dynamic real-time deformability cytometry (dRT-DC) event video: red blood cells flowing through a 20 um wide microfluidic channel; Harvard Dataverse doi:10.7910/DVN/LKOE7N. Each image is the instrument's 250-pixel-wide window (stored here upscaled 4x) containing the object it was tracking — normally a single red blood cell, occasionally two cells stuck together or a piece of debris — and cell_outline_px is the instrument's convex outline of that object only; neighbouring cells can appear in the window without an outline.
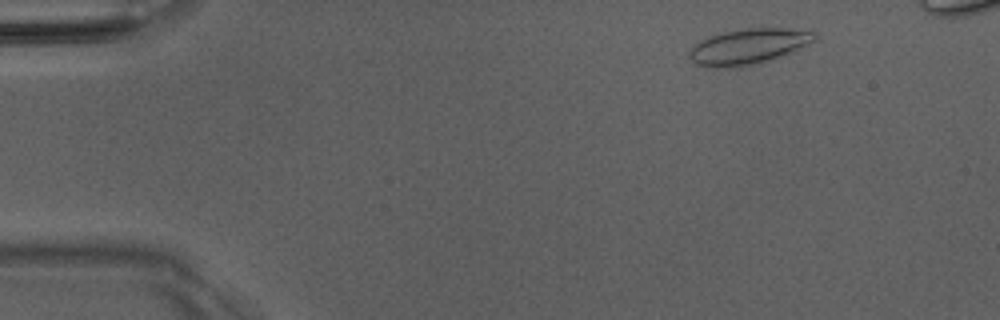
{"species": "Egyptian fruit bat (a non-hibernating species)", "species_latin": "Rousettus aegyptiacus", "temperature_condition": "room temperature", "stored_images_in_passage": 45, "camera_frame_rate_fps": 3000, "um_per_image_px": 0.085, "animal": {"sex": "male"}, "frame": {"image": 1, "passage_image": 4, "time_ms": 1.0, "image_size_px": [1000, 320], "cell_outline_px": [[820, 36], [816, 40], [792, 52], [772, 60], [740, 68], [704, 68], [696, 64], [688, 56], [688, 52], [700, 40], [708, 36], [724, 32], [744, 28], [780, 28], [816, 32]], "centroid_in_image_um": [63.6, 3.98], "position_along_channel_um": 21.4, "area_um2": 26.41}}
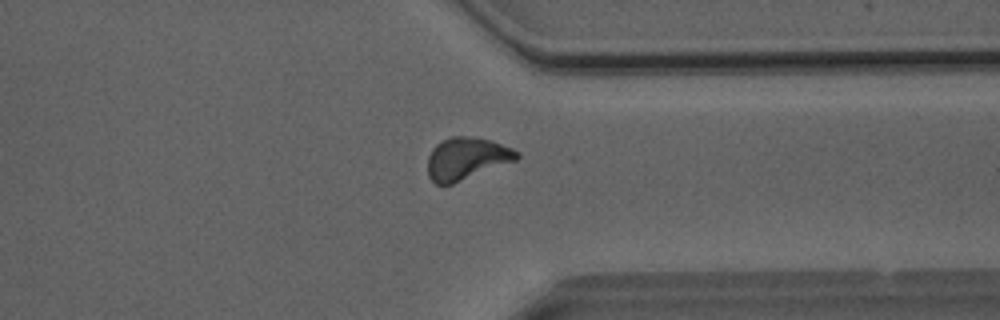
{"frame": {"image": 2, "passage_image": 37, "time_ms": 12.0, "image_size_px": [1000, 320], "cell_outline_px": [[520, 156], [516, 160], [452, 184], [436, 184], [428, 176], [428, 156], [432, 148], [436, 144], [452, 136], [468, 136], [492, 140], [512, 148], [520, 152]], "centroid_in_image_um": [39.66, 13.46], "position_along_channel_um": 371.7, "area_um2": 21.85}}
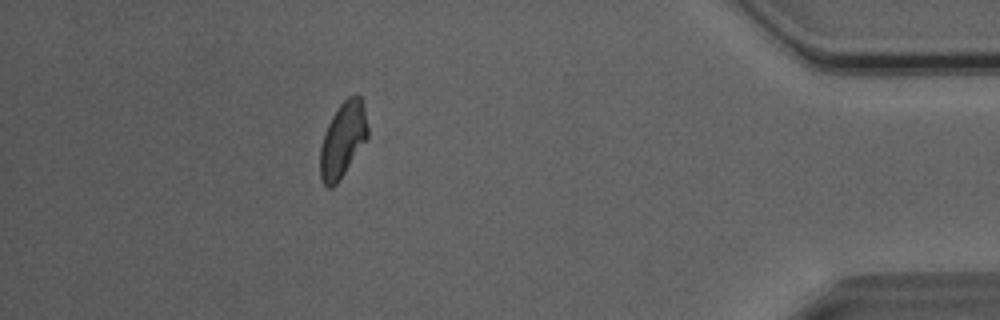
{"frame": {"image": 3, "passage_image": 43, "time_ms": 14.0, "image_size_px": [1000, 320], "cell_outline_px": [[368, 136], [336, 184], [332, 188], [328, 188], [324, 184], [320, 176], [320, 148], [324, 132], [332, 116], [340, 104], [348, 96], [360, 96], [364, 104], [368, 128]], "centroid_in_image_um": [29.12, 11.85], "position_along_channel_um": 406.1, "area_um2": 20.46}}